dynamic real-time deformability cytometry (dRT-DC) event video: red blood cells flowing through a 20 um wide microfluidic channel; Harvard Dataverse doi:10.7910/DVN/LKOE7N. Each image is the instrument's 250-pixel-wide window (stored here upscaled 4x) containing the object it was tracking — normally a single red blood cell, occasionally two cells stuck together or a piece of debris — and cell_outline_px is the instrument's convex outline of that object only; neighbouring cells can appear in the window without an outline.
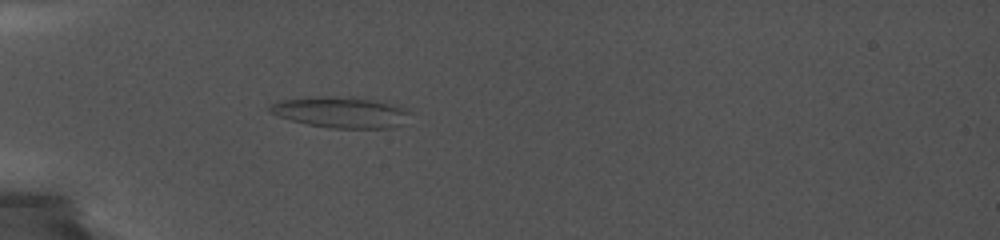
{"species": "common noctule bat (a hibernating species)", "species_latin": "Nyctalus noctula", "temperature_condition": "cold", "stored_images_in_passage": 28, "camera_frame_rate_fps": 5000, "um_per_image_px": 0.085, "animal": {"sex": "female", "body_mass_g": 19.0, "forearm_length_mm": 56.7}, "frame": {"image": 1, "passage_image": 7, "time_ms": 3.2, "image_size_px": [1000, 240], "cell_outline_px": [[404, 112], [400, 124], [392, 128], [332, 128], [308, 124], [292, 120], [280, 116], [272, 112], [268, 108], [272, 104], [284, 100], [368, 100], [388, 104], [400, 108]], "centroid_in_image_um": [28.91, 9.63], "position_along_channel_um": 56.1, "area_um2": 22.43}}